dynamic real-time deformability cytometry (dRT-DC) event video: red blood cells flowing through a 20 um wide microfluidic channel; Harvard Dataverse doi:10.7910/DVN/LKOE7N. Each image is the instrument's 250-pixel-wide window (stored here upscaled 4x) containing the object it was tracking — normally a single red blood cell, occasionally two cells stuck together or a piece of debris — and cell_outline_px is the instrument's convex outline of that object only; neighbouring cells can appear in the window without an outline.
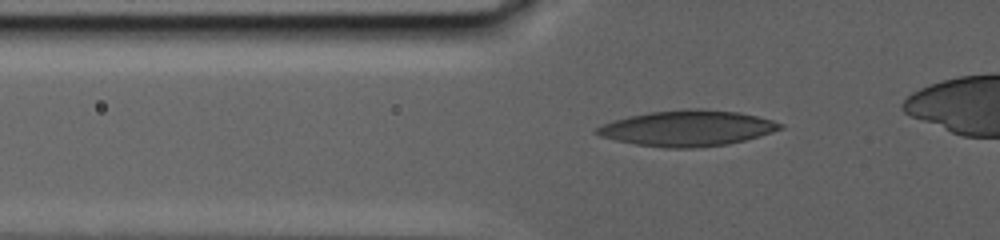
{"species": "human", "species_latin": "Homo sapiens", "temperature_condition": "warm", "stored_images_in_passage": 54, "camera_frame_rate_fps": 3000, "um_per_image_px": 0.085, "donor": {"sex": "male"}, "frame": {"image": 1, "passage_image": 13, "time_ms": 7.667, "image_size_px": [1000, 240], "cell_outline_px": [[784, 128], [760, 136], [728, 144], [692, 148], [668, 148], [636, 144], [616, 140], [600, 136], [592, 132], [596, 128], [612, 120], [628, 116], [652, 112], [684, 108], [700, 108], [740, 112], [772, 120], [784, 124]], "centroid_in_image_um": [58.43, 10.89], "position_along_channel_um": 67.4, "area_um2": 38.26}}
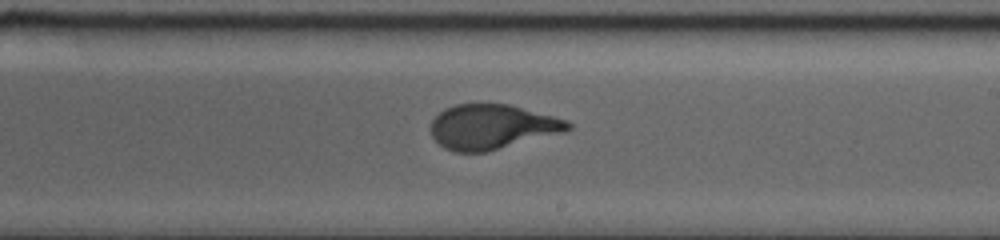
{"frame": {"image": 2, "passage_image": 30, "time_ms": 15.667, "image_size_px": [1000, 240], "cell_outline_px": [[572, 128], [564, 132], [488, 152], [456, 152], [444, 148], [432, 136], [432, 120], [444, 108], [456, 104], [508, 104], [568, 120], [572, 124]], "centroid_in_image_um": [41.84, 10.79], "position_along_channel_um": 247.2, "area_um2": 35.72}}
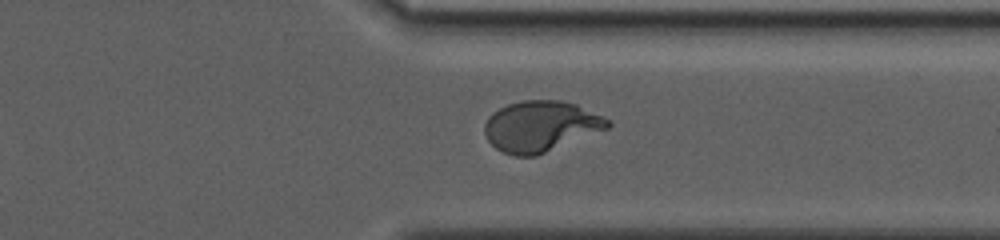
{"frame": {"image": 3, "passage_image": 44, "time_ms": 20.667, "image_size_px": [1000, 240], "cell_outline_px": [[612, 124], [608, 128], [536, 156], [516, 156], [504, 152], [496, 148], [488, 140], [484, 132], [484, 124], [488, 116], [492, 112], [508, 104], [524, 100], [560, 100], [576, 104], [608, 120]], "centroid_in_image_um": [45.92, 10.73], "position_along_channel_um": 365.5, "area_um2": 36.07}}